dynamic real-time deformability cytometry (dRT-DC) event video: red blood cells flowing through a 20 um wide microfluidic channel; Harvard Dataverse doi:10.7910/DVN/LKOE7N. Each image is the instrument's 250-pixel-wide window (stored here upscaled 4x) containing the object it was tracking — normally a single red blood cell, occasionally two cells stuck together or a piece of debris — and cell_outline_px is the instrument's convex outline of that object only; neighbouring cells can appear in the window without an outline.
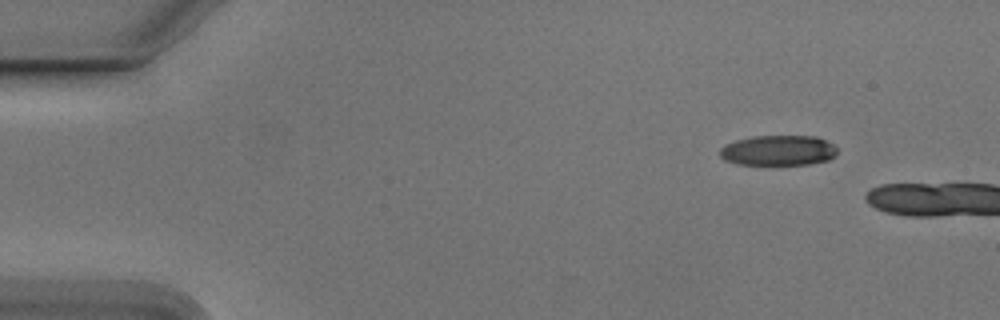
{"species": "Egyptian fruit bat (a non-hibernating species)", "species_latin": "Rousettus aegyptiacus", "temperature_condition": "cold", "stored_images_in_passage": 4, "camera_frame_rate_fps": 3000, "um_per_image_px": 0.085, "animal": {"sex": "male"}, "frame": {"image": 1, "passage_image": 1, "time_ms": 0.0, "image_size_px": [1000, 320], "cell_outline_px": [[836, 156], [828, 160], [808, 164], [736, 164], [724, 160], [720, 156], [720, 148], [724, 144], [736, 140], [752, 136], [816, 136], [832, 144], [836, 148]], "centroid_in_image_um": [66.12, 12.78], "position_along_channel_um": 18.9, "area_um2": 20.69}}